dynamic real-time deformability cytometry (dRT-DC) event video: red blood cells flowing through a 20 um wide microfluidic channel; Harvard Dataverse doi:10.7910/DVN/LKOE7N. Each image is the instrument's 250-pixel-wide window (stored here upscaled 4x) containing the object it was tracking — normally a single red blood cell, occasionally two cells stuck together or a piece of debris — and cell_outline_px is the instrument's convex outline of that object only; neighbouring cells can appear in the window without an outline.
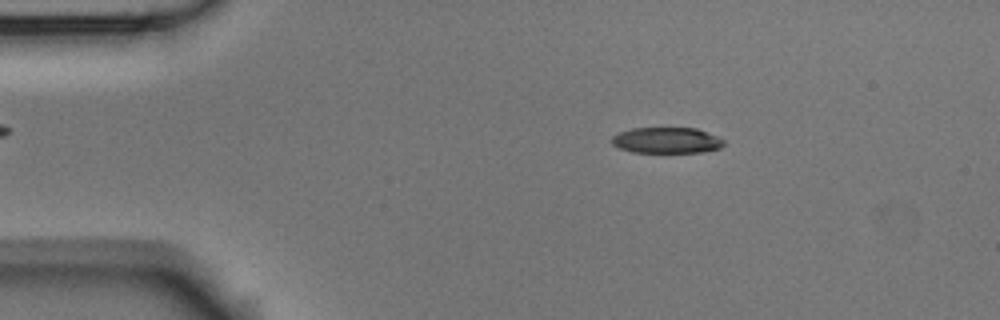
{"species": "Egyptian fruit bat (a non-hibernating species)", "species_latin": "Rousettus aegyptiacus", "temperature_condition": "room temperature", "stored_images_in_passage": 5, "camera_frame_rate_fps": 3000, "um_per_image_px": 0.085, "animal": {"sex": "male"}, "frame": {"image": 1, "passage_image": 2, "time_ms": 1.333, "image_size_px": [1000, 320], "cell_outline_px": [[724, 144], [720, 148], [700, 152], [632, 152], [620, 148], [612, 144], [612, 136], [620, 132], [632, 128], [696, 128], [716, 136], [724, 140]], "centroid_in_image_um": [56.65, 11.92], "position_along_channel_um": 28.3, "area_um2": 16.76}}
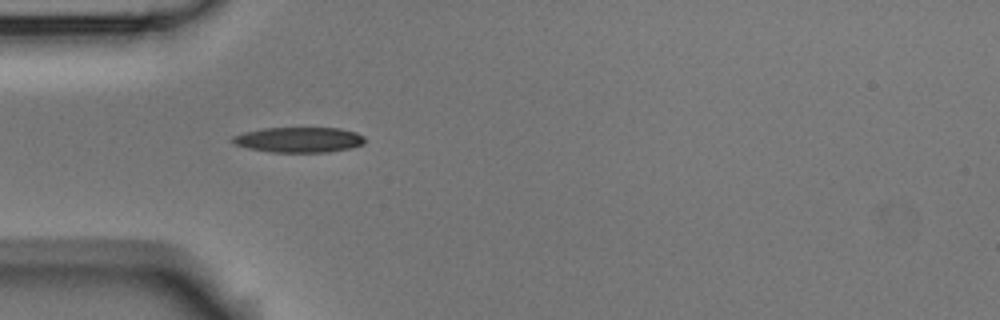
{"frame": {"image": 2, "passage_image": 4, "time_ms": 3.667, "image_size_px": [1000, 320], "cell_outline_px": [[364, 144], [352, 148], [328, 152], [272, 152], [248, 148], [236, 144], [232, 140], [232, 136], [244, 132], [264, 128], [340, 128], [356, 132], [364, 136]], "centroid_in_image_um": [25.45, 11.88], "position_along_channel_um": 59.6, "area_um2": 19.48}}
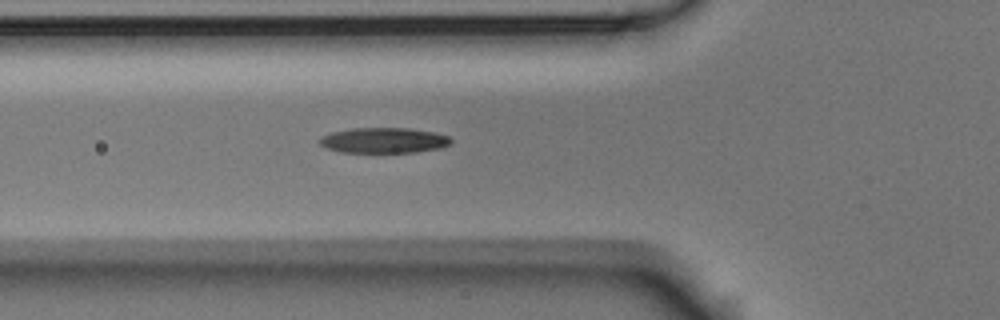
{"frame": {"image": 3, "passage_image": 5, "time_ms": 4.667, "image_size_px": [1000, 320], "cell_outline_px": [[452, 140], [448, 144], [440, 148], [416, 152], [340, 152], [328, 148], [320, 144], [316, 140], [320, 136], [332, 132], [352, 128], [408, 128], [432, 132], [448, 136]], "centroid_in_image_um": [32.56, 11.93], "position_along_channel_um": 93.2, "area_um2": 19.36}}